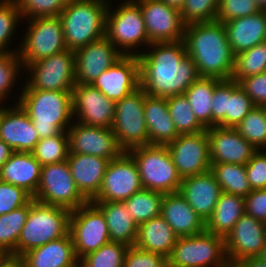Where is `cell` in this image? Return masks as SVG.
<instances>
[{"mask_svg": "<svg viewBox=\"0 0 266 267\" xmlns=\"http://www.w3.org/2000/svg\"><path fill=\"white\" fill-rule=\"evenodd\" d=\"M150 45L156 47L153 52L134 54L139 60L140 87L156 97L184 94L200 75L183 40Z\"/></svg>", "mask_w": 266, "mask_h": 267, "instance_id": "obj_1", "label": "cell"}, {"mask_svg": "<svg viewBox=\"0 0 266 267\" xmlns=\"http://www.w3.org/2000/svg\"><path fill=\"white\" fill-rule=\"evenodd\" d=\"M183 42L186 53L196 64L200 77L231 79L235 56L222 22L187 24Z\"/></svg>", "mask_w": 266, "mask_h": 267, "instance_id": "obj_2", "label": "cell"}, {"mask_svg": "<svg viewBox=\"0 0 266 267\" xmlns=\"http://www.w3.org/2000/svg\"><path fill=\"white\" fill-rule=\"evenodd\" d=\"M20 97L18 103L33 122L39 139L65 131L73 115L71 91L23 90Z\"/></svg>", "mask_w": 266, "mask_h": 267, "instance_id": "obj_3", "label": "cell"}, {"mask_svg": "<svg viewBox=\"0 0 266 267\" xmlns=\"http://www.w3.org/2000/svg\"><path fill=\"white\" fill-rule=\"evenodd\" d=\"M108 8L104 0H69L58 15L68 50L75 52L105 36Z\"/></svg>", "mask_w": 266, "mask_h": 267, "instance_id": "obj_4", "label": "cell"}, {"mask_svg": "<svg viewBox=\"0 0 266 267\" xmlns=\"http://www.w3.org/2000/svg\"><path fill=\"white\" fill-rule=\"evenodd\" d=\"M71 211L54 205L30 200V209L16 246V256L65 237L69 233Z\"/></svg>", "mask_w": 266, "mask_h": 267, "instance_id": "obj_5", "label": "cell"}, {"mask_svg": "<svg viewBox=\"0 0 266 267\" xmlns=\"http://www.w3.org/2000/svg\"><path fill=\"white\" fill-rule=\"evenodd\" d=\"M136 163L143 189L174 193L180 189L182 178L166 145H143L126 151Z\"/></svg>", "mask_w": 266, "mask_h": 267, "instance_id": "obj_6", "label": "cell"}, {"mask_svg": "<svg viewBox=\"0 0 266 267\" xmlns=\"http://www.w3.org/2000/svg\"><path fill=\"white\" fill-rule=\"evenodd\" d=\"M173 267H231L225 251V238L207 232L179 237L169 255Z\"/></svg>", "mask_w": 266, "mask_h": 267, "instance_id": "obj_7", "label": "cell"}, {"mask_svg": "<svg viewBox=\"0 0 266 267\" xmlns=\"http://www.w3.org/2000/svg\"><path fill=\"white\" fill-rule=\"evenodd\" d=\"M145 91L139 87L122 100L115 102L111 129L124 151L148 145V129L144 115Z\"/></svg>", "mask_w": 266, "mask_h": 267, "instance_id": "obj_8", "label": "cell"}, {"mask_svg": "<svg viewBox=\"0 0 266 267\" xmlns=\"http://www.w3.org/2000/svg\"><path fill=\"white\" fill-rule=\"evenodd\" d=\"M32 198L70 211L88 202L76 187L67 160L41 167L40 182Z\"/></svg>", "mask_w": 266, "mask_h": 267, "instance_id": "obj_9", "label": "cell"}, {"mask_svg": "<svg viewBox=\"0 0 266 267\" xmlns=\"http://www.w3.org/2000/svg\"><path fill=\"white\" fill-rule=\"evenodd\" d=\"M69 233L78 261L110 242L104 214L93 202L71 211Z\"/></svg>", "mask_w": 266, "mask_h": 267, "instance_id": "obj_10", "label": "cell"}, {"mask_svg": "<svg viewBox=\"0 0 266 267\" xmlns=\"http://www.w3.org/2000/svg\"><path fill=\"white\" fill-rule=\"evenodd\" d=\"M26 67L34 75L24 90L72 91L75 82V52L64 50Z\"/></svg>", "mask_w": 266, "mask_h": 267, "instance_id": "obj_11", "label": "cell"}, {"mask_svg": "<svg viewBox=\"0 0 266 267\" xmlns=\"http://www.w3.org/2000/svg\"><path fill=\"white\" fill-rule=\"evenodd\" d=\"M30 22L29 32L19 53L21 62L28 65L67 50L59 16L37 17Z\"/></svg>", "mask_w": 266, "mask_h": 267, "instance_id": "obj_12", "label": "cell"}, {"mask_svg": "<svg viewBox=\"0 0 266 267\" xmlns=\"http://www.w3.org/2000/svg\"><path fill=\"white\" fill-rule=\"evenodd\" d=\"M167 148L182 179L211 170L207 130L195 134H180Z\"/></svg>", "mask_w": 266, "mask_h": 267, "instance_id": "obj_13", "label": "cell"}, {"mask_svg": "<svg viewBox=\"0 0 266 267\" xmlns=\"http://www.w3.org/2000/svg\"><path fill=\"white\" fill-rule=\"evenodd\" d=\"M142 189L136 163L125 151L121 156L110 160L102 186L92 201L123 202Z\"/></svg>", "mask_w": 266, "mask_h": 267, "instance_id": "obj_14", "label": "cell"}, {"mask_svg": "<svg viewBox=\"0 0 266 267\" xmlns=\"http://www.w3.org/2000/svg\"><path fill=\"white\" fill-rule=\"evenodd\" d=\"M112 14V15H111ZM105 37L114 45L130 49L141 42L151 44L145 28L140 5L135 1L121 4L116 12L106 13Z\"/></svg>", "mask_w": 266, "mask_h": 267, "instance_id": "obj_15", "label": "cell"}, {"mask_svg": "<svg viewBox=\"0 0 266 267\" xmlns=\"http://www.w3.org/2000/svg\"><path fill=\"white\" fill-rule=\"evenodd\" d=\"M140 5L150 43L183 40L186 24L178 9L160 0L137 1Z\"/></svg>", "mask_w": 266, "mask_h": 267, "instance_id": "obj_16", "label": "cell"}, {"mask_svg": "<svg viewBox=\"0 0 266 267\" xmlns=\"http://www.w3.org/2000/svg\"><path fill=\"white\" fill-rule=\"evenodd\" d=\"M67 133L69 154L93 155L112 160L125 152L111 128L84 125L78 122Z\"/></svg>", "mask_w": 266, "mask_h": 267, "instance_id": "obj_17", "label": "cell"}, {"mask_svg": "<svg viewBox=\"0 0 266 267\" xmlns=\"http://www.w3.org/2000/svg\"><path fill=\"white\" fill-rule=\"evenodd\" d=\"M265 243L266 224L244 213L225 237L230 266L246 258L258 257Z\"/></svg>", "mask_w": 266, "mask_h": 267, "instance_id": "obj_18", "label": "cell"}, {"mask_svg": "<svg viewBox=\"0 0 266 267\" xmlns=\"http://www.w3.org/2000/svg\"><path fill=\"white\" fill-rule=\"evenodd\" d=\"M72 114L79 116L80 123L111 128L114 120L115 102L107 98L92 84H76L71 91Z\"/></svg>", "mask_w": 266, "mask_h": 267, "instance_id": "obj_19", "label": "cell"}, {"mask_svg": "<svg viewBox=\"0 0 266 267\" xmlns=\"http://www.w3.org/2000/svg\"><path fill=\"white\" fill-rule=\"evenodd\" d=\"M105 36L75 51L76 84H92L123 55Z\"/></svg>", "mask_w": 266, "mask_h": 267, "instance_id": "obj_20", "label": "cell"}, {"mask_svg": "<svg viewBox=\"0 0 266 267\" xmlns=\"http://www.w3.org/2000/svg\"><path fill=\"white\" fill-rule=\"evenodd\" d=\"M92 85L114 102L122 100L140 87L137 55H123L95 79Z\"/></svg>", "mask_w": 266, "mask_h": 267, "instance_id": "obj_21", "label": "cell"}, {"mask_svg": "<svg viewBox=\"0 0 266 267\" xmlns=\"http://www.w3.org/2000/svg\"><path fill=\"white\" fill-rule=\"evenodd\" d=\"M206 130L211 163L246 165L258 151L236 128L214 126Z\"/></svg>", "mask_w": 266, "mask_h": 267, "instance_id": "obj_22", "label": "cell"}, {"mask_svg": "<svg viewBox=\"0 0 266 267\" xmlns=\"http://www.w3.org/2000/svg\"><path fill=\"white\" fill-rule=\"evenodd\" d=\"M179 193L206 223L215 209L222 189L214 174L209 171L183 178Z\"/></svg>", "mask_w": 266, "mask_h": 267, "instance_id": "obj_23", "label": "cell"}, {"mask_svg": "<svg viewBox=\"0 0 266 267\" xmlns=\"http://www.w3.org/2000/svg\"><path fill=\"white\" fill-rule=\"evenodd\" d=\"M0 139L15 152H32L39 136L26 111L19 105L3 109L0 118Z\"/></svg>", "mask_w": 266, "mask_h": 267, "instance_id": "obj_24", "label": "cell"}, {"mask_svg": "<svg viewBox=\"0 0 266 267\" xmlns=\"http://www.w3.org/2000/svg\"><path fill=\"white\" fill-rule=\"evenodd\" d=\"M67 161L76 187L91 202L102 186L110 160L93 155L69 154Z\"/></svg>", "mask_w": 266, "mask_h": 267, "instance_id": "obj_25", "label": "cell"}, {"mask_svg": "<svg viewBox=\"0 0 266 267\" xmlns=\"http://www.w3.org/2000/svg\"><path fill=\"white\" fill-rule=\"evenodd\" d=\"M161 216L178 238L196 235L205 231V222L179 191L164 194Z\"/></svg>", "mask_w": 266, "mask_h": 267, "instance_id": "obj_26", "label": "cell"}, {"mask_svg": "<svg viewBox=\"0 0 266 267\" xmlns=\"http://www.w3.org/2000/svg\"><path fill=\"white\" fill-rule=\"evenodd\" d=\"M223 24L234 56L266 42V10Z\"/></svg>", "mask_w": 266, "mask_h": 267, "instance_id": "obj_27", "label": "cell"}, {"mask_svg": "<svg viewBox=\"0 0 266 267\" xmlns=\"http://www.w3.org/2000/svg\"><path fill=\"white\" fill-rule=\"evenodd\" d=\"M41 167L32 152L14 151L0 167V180L23 188L33 197L40 182Z\"/></svg>", "mask_w": 266, "mask_h": 267, "instance_id": "obj_28", "label": "cell"}, {"mask_svg": "<svg viewBox=\"0 0 266 267\" xmlns=\"http://www.w3.org/2000/svg\"><path fill=\"white\" fill-rule=\"evenodd\" d=\"M144 115L148 144L167 146L179 136L168 112L167 98L145 93Z\"/></svg>", "mask_w": 266, "mask_h": 267, "instance_id": "obj_29", "label": "cell"}, {"mask_svg": "<svg viewBox=\"0 0 266 267\" xmlns=\"http://www.w3.org/2000/svg\"><path fill=\"white\" fill-rule=\"evenodd\" d=\"M25 267H79L70 233L22 256Z\"/></svg>", "mask_w": 266, "mask_h": 267, "instance_id": "obj_30", "label": "cell"}, {"mask_svg": "<svg viewBox=\"0 0 266 267\" xmlns=\"http://www.w3.org/2000/svg\"><path fill=\"white\" fill-rule=\"evenodd\" d=\"M104 214L110 242H120L128 247L135 245L138 225L124 202L91 201Z\"/></svg>", "mask_w": 266, "mask_h": 267, "instance_id": "obj_31", "label": "cell"}, {"mask_svg": "<svg viewBox=\"0 0 266 267\" xmlns=\"http://www.w3.org/2000/svg\"><path fill=\"white\" fill-rule=\"evenodd\" d=\"M177 238L173 229L160 215L138 225L135 246L168 258Z\"/></svg>", "mask_w": 266, "mask_h": 267, "instance_id": "obj_32", "label": "cell"}, {"mask_svg": "<svg viewBox=\"0 0 266 267\" xmlns=\"http://www.w3.org/2000/svg\"><path fill=\"white\" fill-rule=\"evenodd\" d=\"M244 207V197L222 192L205 230L225 238L245 213Z\"/></svg>", "mask_w": 266, "mask_h": 267, "instance_id": "obj_33", "label": "cell"}, {"mask_svg": "<svg viewBox=\"0 0 266 267\" xmlns=\"http://www.w3.org/2000/svg\"><path fill=\"white\" fill-rule=\"evenodd\" d=\"M220 79L199 77L184 92L197 120L207 129L212 127V99L216 85Z\"/></svg>", "mask_w": 266, "mask_h": 267, "instance_id": "obj_34", "label": "cell"}, {"mask_svg": "<svg viewBox=\"0 0 266 267\" xmlns=\"http://www.w3.org/2000/svg\"><path fill=\"white\" fill-rule=\"evenodd\" d=\"M222 192L246 197L251 191L245 165L232 163H211L210 170Z\"/></svg>", "mask_w": 266, "mask_h": 267, "instance_id": "obj_35", "label": "cell"}, {"mask_svg": "<svg viewBox=\"0 0 266 267\" xmlns=\"http://www.w3.org/2000/svg\"><path fill=\"white\" fill-rule=\"evenodd\" d=\"M30 201L9 213L0 216V255H16V246L21 230L26 223Z\"/></svg>", "mask_w": 266, "mask_h": 267, "instance_id": "obj_36", "label": "cell"}, {"mask_svg": "<svg viewBox=\"0 0 266 267\" xmlns=\"http://www.w3.org/2000/svg\"><path fill=\"white\" fill-rule=\"evenodd\" d=\"M164 193L142 189L123 201L131 217L140 225L161 215Z\"/></svg>", "mask_w": 266, "mask_h": 267, "instance_id": "obj_37", "label": "cell"}, {"mask_svg": "<svg viewBox=\"0 0 266 267\" xmlns=\"http://www.w3.org/2000/svg\"><path fill=\"white\" fill-rule=\"evenodd\" d=\"M168 112L178 134H195L206 128L197 120L184 94L167 97Z\"/></svg>", "mask_w": 266, "mask_h": 267, "instance_id": "obj_38", "label": "cell"}, {"mask_svg": "<svg viewBox=\"0 0 266 267\" xmlns=\"http://www.w3.org/2000/svg\"><path fill=\"white\" fill-rule=\"evenodd\" d=\"M266 71V42L258 44L235 55L231 79L238 82L241 78L257 75Z\"/></svg>", "mask_w": 266, "mask_h": 267, "instance_id": "obj_39", "label": "cell"}, {"mask_svg": "<svg viewBox=\"0 0 266 267\" xmlns=\"http://www.w3.org/2000/svg\"><path fill=\"white\" fill-rule=\"evenodd\" d=\"M65 131L58 135L42 138L32 151L33 156L41 166L66 161L69 156L68 134Z\"/></svg>", "mask_w": 266, "mask_h": 267, "instance_id": "obj_40", "label": "cell"}, {"mask_svg": "<svg viewBox=\"0 0 266 267\" xmlns=\"http://www.w3.org/2000/svg\"><path fill=\"white\" fill-rule=\"evenodd\" d=\"M127 250L126 244L109 242L82 257L79 267H123Z\"/></svg>", "mask_w": 266, "mask_h": 267, "instance_id": "obj_41", "label": "cell"}, {"mask_svg": "<svg viewBox=\"0 0 266 267\" xmlns=\"http://www.w3.org/2000/svg\"><path fill=\"white\" fill-rule=\"evenodd\" d=\"M236 130L257 150L259 146H266V106H255Z\"/></svg>", "mask_w": 266, "mask_h": 267, "instance_id": "obj_42", "label": "cell"}, {"mask_svg": "<svg viewBox=\"0 0 266 267\" xmlns=\"http://www.w3.org/2000/svg\"><path fill=\"white\" fill-rule=\"evenodd\" d=\"M218 5L219 0H185L180 10L182 20L186 25L216 21Z\"/></svg>", "mask_w": 266, "mask_h": 267, "instance_id": "obj_43", "label": "cell"}, {"mask_svg": "<svg viewBox=\"0 0 266 267\" xmlns=\"http://www.w3.org/2000/svg\"><path fill=\"white\" fill-rule=\"evenodd\" d=\"M239 87L238 82L232 79L221 80L215 87L212 99V127H225L228 98Z\"/></svg>", "mask_w": 266, "mask_h": 267, "instance_id": "obj_44", "label": "cell"}, {"mask_svg": "<svg viewBox=\"0 0 266 267\" xmlns=\"http://www.w3.org/2000/svg\"><path fill=\"white\" fill-rule=\"evenodd\" d=\"M21 15L31 18L56 17L69 0H15Z\"/></svg>", "mask_w": 266, "mask_h": 267, "instance_id": "obj_45", "label": "cell"}, {"mask_svg": "<svg viewBox=\"0 0 266 267\" xmlns=\"http://www.w3.org/2000/svg\"><path fill=\"white\" fill-rule=\"evenodd\" d=\"M260 10L255 0H219L216 21L224 23L254 15Z\"/></svg>", "mask_w": 266, "mask_h": 267, "instance_id": "obj_46", "label": "cell"}, {"mask_svg": "<svg viewBox=\"0 0 266 267\" xmlns=\"http://www.w3.org/2000/svg\"><path fill=\"white\" fill-rule=\"evenodd\" d=\"M254 107L252 100L238 87L228 98L225 127L236 128Z\"/></svg>", "mask_w": 266, "mask_h": 267, "instance_id": "obj_47", "label": "cell"}, {"mask_svg": "<svg viewBox=\"0 0 266 267\" xmlns=\"http://www.w3.org/2000/svg\"><path fill=\"white\" fill-rule=\"evenodd\" d=\"M19 16L22 17L15 0H4L0 3V53H7L3 49L10 41Z\"/></svg>", "mask_w": 266, "mask_h": 267, "instance_id": "obj_48", "label": "cell"}, {"mask_svg": "<svg viewBox=\"0 0 266 267\" xmlns=\"http://www.w3.org/2000/svg\"><path fill=\"white\" fill-rule=\"evenodd\" d=\"M31 199L23 188L0 180V216L26 205Z\"/></svg>", "mask_w": 266, "mask_h": 267, "instance_id": "obj_49", "label": "cell"}, {"mask_svg": "<svg viewBox=\"0 0 266 267\" xmlns=\"http://www.w3.org/2000/svg\"><path fill=\"white\" fill-rule=\"evenodd\" d=\"M168 259L164 255L146 251L135 245L128 247L123 267H166Z\"/></svg>", "mask_w": 266, "mask_h": 267, "instance_id": "obj_50", "label": "cell"}, {"mask_svg": "<svg viewBox=\"0 0 266 267\" xmlns=\"http://www.w3.org/2000/svg\"><path fill=\"white\" fill-rule=\"evenodd\" d=\"M238 84L255 106H266V71L241 78Z\"/></svg>", "mask_w": 266, "mask_h": 267, "instance_id": "obj_51", "label": "cell"}, {"mask_svg": "<svg viewBox=\"0 0 266 267\" xmlns=\"http://www.w3.org/2000/svg\"><path fill=\"white\" fill-rule=\"evenodd\" d=\"M252 190L266 189V153L257 151L245 165Z\"/></svg>", "mask_w": 266, "mask_h": 267, "instance_id": "obj_52", "label": "cell"}, {"mask_svg": "<svg viewBox=\"0 0 266 267\" xmlns=\"http://www.w3.org/2000/svg\"><path fill=\"white\" fill-rule=\"evenodd\" d=\"M13 52L0 53V101L4 99L3 97L10 91V86L14 82V77L16 78L17 71L19 67V59Z\"/></svg>", "mask_w": 266, "mask_h": 267, "instance_id": "obj_53", "label": "cell"}, {"mask_svg": "<svg viewBox=\"0 0 266 267\" xmlns=\"http://www.w3.org/2000/svg\"><path fill=\"white\" fill-rule=\"evenodd\" d=\"M245 214L266 224V189L252 190L244 197Z\"/></svg>", "mask_w": 266, "mask_h": 267, "instance_id": "obj_54", "label": "cell"}, {"mask_svg": "<svg viewBox=\"0 0 266 267\" xmlns=\"http://www.w3.org/2000/svg\"><path fill=\"white\" fill-rule=\"evenodd\" d=\"M0 267H25V264L22 256L1 254Z\"/></svg>", "mask_w": 266, "mask_h": 267, "instance_id": "obj_55", "label": "cell"}, {"mask_svg": "<svg viewBox=\"0 0 266 267\" xmlns=\"http://www.w3.org/2000/svg\"><path fill=\"white\" fill-rule=\"evenodd\" d=\"M231 267H266V262L259 257H250L233 264Z\"/></svg>", "mask_w": 266, "mask_h": 267, "instance_id": "obj_56", "label": "cell"}, {"mask_svg": "<svg viewBox=\"0 0 266 267\" xmlns=\"http://www.w3.org/2000/svg\"><path fill=\"white\" fill-rule=\"evenodd\" d=\"M13 152L12 148L0 139V167L10 158Z\"/></svg>", "mask_w": 266, "mask_h": 267, "instance_id": "obj_57", "label": "cell"}, {"mask_svg": "<svg viewBox=\"0 0 266 267\" xmlns=\"http://www.w3.org/2000/svg\"><path fill=\"white\" fill-rule=\"evenodd\" d=\"M166 3L168 6L178 9L179 11L182 9L185 0H160Z\"/></svg>", "mask_w": 266, "mask_h": 267, "instance_id": "obj_58", "label": "cell"}, {"mask_svg": "<svg viewBox=\"0 0 266 267\" xmlns=\"http://www.w3.org/2000/svg\"><path fill=\"white\" fill-rule=\"evenodd\" d=\"M261 10H266V0H255Z\"/></svg>", "mask_w": 266, "mask_h": 267, "instance_id": "obj_59", "label": "cell"}, {"mask_svg": "<svg viewBox=\"0 0 266 267\" xmlns=\"http://www.w3.org/2000/svg\"><path fill=\"white\" fill-rule=\"evenodd\" d=\"M262 261L266 262V243L261 251V254L258 256Z\"/></svg>", "mask_w": 266, "mask_h": 267, "instance_id": "obj_60", "label": "cell"}, {"mask_svg": "<svg viewBox=\"0 0 266 267\" xmlns=\"http://www.w3.org/2000/svg\"><path fill=\"white\" fill-rule=\"evenodd\" d=\"M3 112V108L2 109H0V118H1V113Z\"/></svg>", "mask_w": 266, "mask_h": 267, "instance_id": "obj_61", "label": "cell"}]
</instances>
